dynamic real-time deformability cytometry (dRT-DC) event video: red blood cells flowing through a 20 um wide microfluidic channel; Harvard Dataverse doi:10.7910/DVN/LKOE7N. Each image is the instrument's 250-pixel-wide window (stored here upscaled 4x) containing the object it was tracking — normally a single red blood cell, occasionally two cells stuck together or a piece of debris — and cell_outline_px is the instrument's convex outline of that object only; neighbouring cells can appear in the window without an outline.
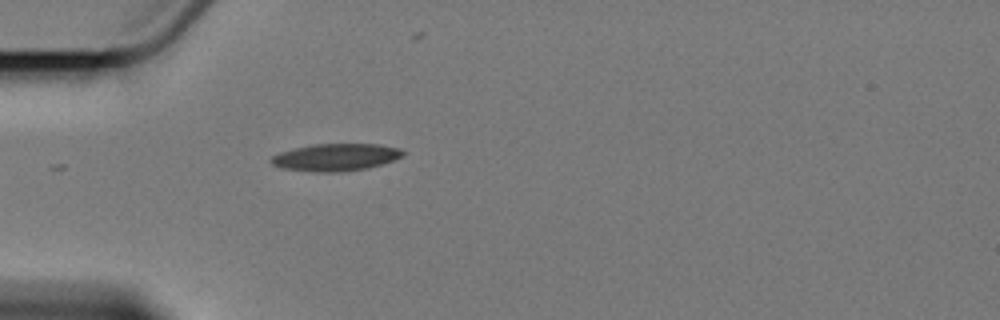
{"species": "Egyptian fruit bat (a non-hibernating species)", "species_latin": "Rousettus aegyptiacus", "temperature_condition": "cold", "stored_images_in_passage": 4, "camera_frame_rate_fps": 3000, "um_per_image_px": 0.085, "animal": {"sex": "female"}, "frame": {"image": 1, "passage_image": 4, "time_ms": 3.667, "image_size_px": [1000, 320], "cell_outline_px": [[404, 152], [400, 156], [392, 160], [380, 164], [364, 168], [340, 172], [320, 172], [284, 168], [272, 164], [268, 160], [272, 156], [280, 152], [312, 144], [380, 144], [400, 148]], "centroid_in_image_um": [28.5, 13.35], "position_along_channel_um": 56.5, "area_um2": 20.58}}